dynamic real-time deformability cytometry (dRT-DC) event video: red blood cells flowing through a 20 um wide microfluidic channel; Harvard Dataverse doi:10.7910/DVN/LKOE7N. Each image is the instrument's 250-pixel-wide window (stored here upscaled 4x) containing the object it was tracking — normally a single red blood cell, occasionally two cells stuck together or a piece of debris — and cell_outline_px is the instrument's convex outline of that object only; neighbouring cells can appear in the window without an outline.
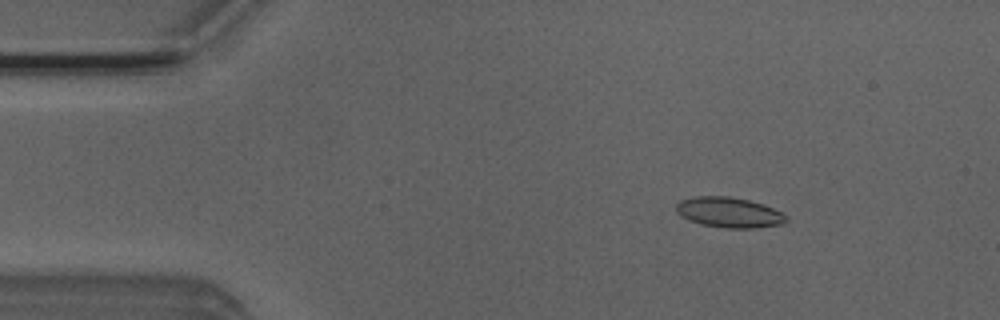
{"species": "Egyptian fruit bat (a non-hibernating species)", "species_latin": "Rousettus aegyptiacus", "temperature_condition": "room temperature", "stored_images_in_passage": 51, "camera_frame_rate_fps": 3000, "um_per_image_px": 0.085, "animal": {"sex": "male"}, "frame": {"image": 1, "passage_image": 6, "time_ms": 1.667, "image_size_px": [1000, 320], "cell_outline_px": [[788, 220], [784, 224], [752, 228], [724, 228], [700, 224], [680, 216], [676, 212], [676, 204], [680, 200], [696, 196], [728, 196], [748, 200], [764, 204], [788, 216]], "centroid_in_image_um": [61.97, 18.06], "position_along_channel_um": 23.0, "area_um2": 19.54}}
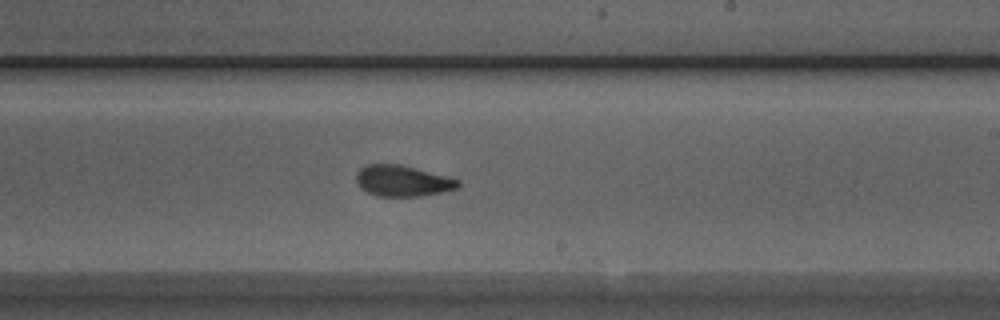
{"frame": {"image": 2, "passage_image": 29, "time_ms": 9.333, "image_size_px": [1000, 320], "cell_outline_px": [[460, 188], [420, 196], [376, 196], [360, 188], [356, 180], [356, 172], [364, 164], [400, 164], [448, 176], [460, 180]], "centroid_in_image_um": [34.21, 15.36], "position_along_channel_um": 254.8, "area_um2": 18.55}}
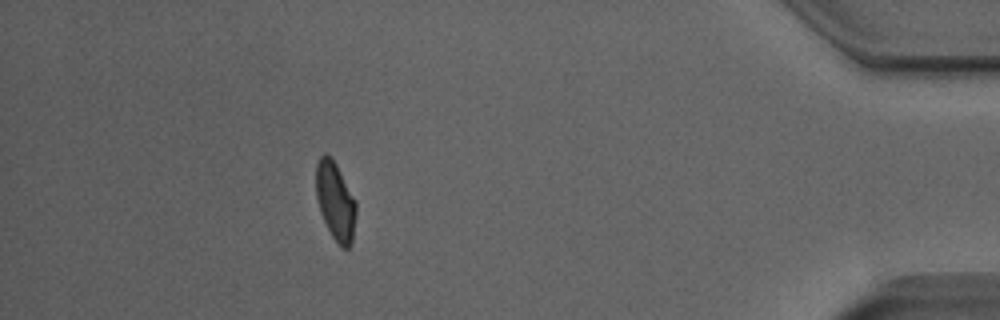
{"frame": {"image": 3, "passage_image": 45, "time_ms": 14.667, "image_size_px": [1000, 320], "cell_outline_px": [[356, 216], [352, 244], [348, 248], [340, 248], [332, 236], [320, 212], [316, 196], [316, 164], [320, 156], [324, 152], [336, 164], [356, 200]], "centroid_in_image_um": [28.52, 17.13], "position_along_channel_um": 406.7, "area_um2": 18.32}, "authors_computed_cell_mechanics": {"area_um2": 18.785, "velocity_mm_per_s": 3.9256, "shape_relaxation_time_tau1_ms": null, "shape_relaxation_time_tau2_ms": 1.4851, "deformation_change_tau1": null, "deformation_change_tau2": 0.0807}}